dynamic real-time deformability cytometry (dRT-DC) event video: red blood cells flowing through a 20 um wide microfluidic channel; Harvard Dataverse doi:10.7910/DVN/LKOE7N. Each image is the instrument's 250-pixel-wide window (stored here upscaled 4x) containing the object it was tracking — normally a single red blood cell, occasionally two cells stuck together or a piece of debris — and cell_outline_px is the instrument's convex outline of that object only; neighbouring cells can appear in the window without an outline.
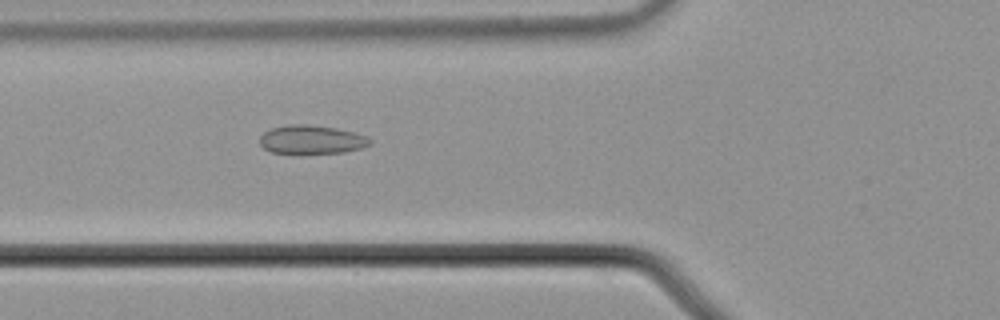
{"species": "common noctule bat (a hibernating species)", "species_latin": "Nyctalus noctula", "temperature_condition": "cold", "stored_images_in_passage": 56, "camera_frame_rate_fps": 3000, "um_per_image_px": 0.085, "animal": {"sex": "male", "body_mass_g": 21.5, "forearm_length_mm": 52.0}, "frame": {"image": 1, "passage_image": 21, "time_ms": 6.667, "image_size_px": [1000, 320], "cell_outline_px": [[372, 144], [360, 148], [344, 152], [272, 152], [264, 148], [260, 144], [260, 136], [264, 132], [272, 128], [288, 124], [308, 124], [336, 128], [368, 136], [372, 140]], "centroid_in_image_um": [26.5, 11.84], "position_along_channel_um": 99.3, "area_um2": 18.09}}
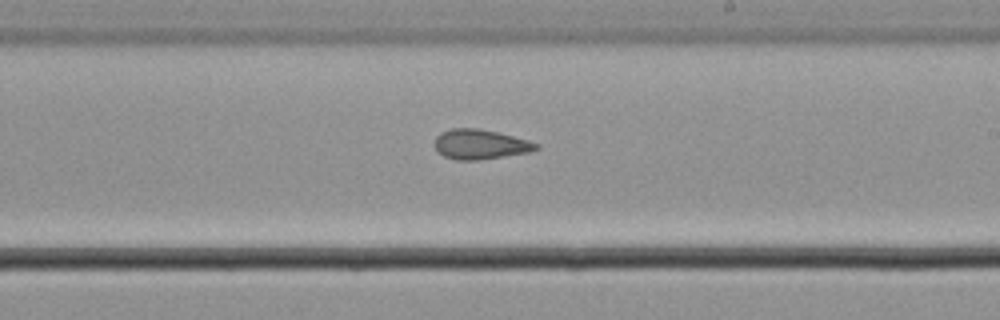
{"frame": {"image": 2, "passage_image": 33, "time_ms": 10.667, "image_size_px": [1000, 320], "cell_outline_px": [[540, 148], [528, 152], [476, 160], [456, 160], [444, 156], [436, 152], [436, 136], [440, 132], [452, 128], [480, 128], [528, 140], [540, 144]], "centroid_in_image_um": [40.8, 12.26], "position_along_channel_um": 248.2, "area_um2": 17.51}}
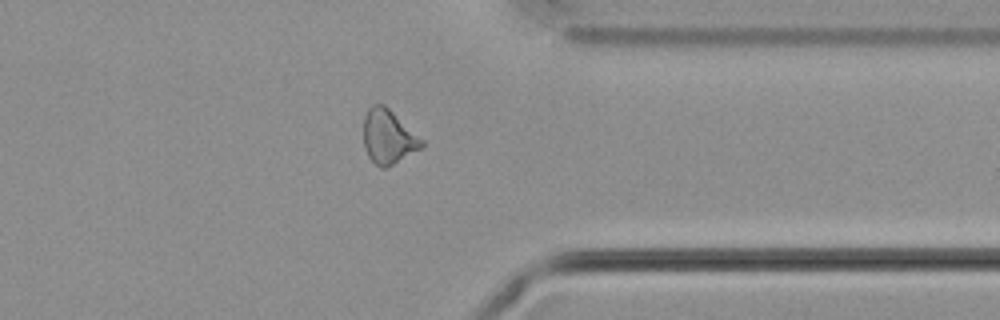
{"frame": {"image": 3, "passage_image": 44, "time_ms": 14.333, "image_size_px": [1000, 320], "cell_outline_px": [[424, 144], [420, 148], [392, 164], [384, 168], [380, 168], [368, 156], [364, 148], [364, 116], [368, 108], [372, 104], [384, 104], [424, 140]], "centroid_in_image_um": [32.98, 11.6], "position_along_channel_um": 378.4, "area_um2": 18.09}, "authors_computed_cell_mechanics": {"area_um2": 18.9295, "velocity_mm_per_s": 3.7155, "shape_relaxation_time_tau1_ms": null, "shape_relaxation_time_tau2_ms": 2.2366, "deformation_change_tau1": null, "deformation_change_tau2": 0.0844}}